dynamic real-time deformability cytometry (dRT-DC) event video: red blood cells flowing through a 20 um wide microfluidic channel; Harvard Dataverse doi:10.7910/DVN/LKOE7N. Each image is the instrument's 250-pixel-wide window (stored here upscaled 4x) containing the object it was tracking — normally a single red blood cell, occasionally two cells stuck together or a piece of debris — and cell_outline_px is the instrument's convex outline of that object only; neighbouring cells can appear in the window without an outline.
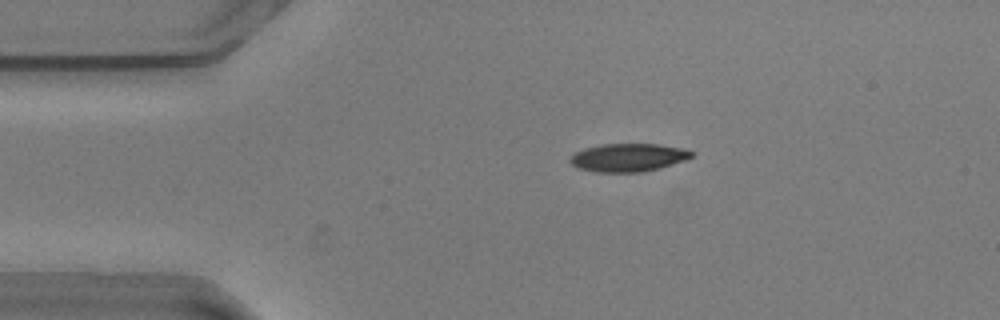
{"species": "common noctule bat (a hibernating species)", "species_latin": "Nyctalus noctula", "temperature_condition": "warm", "stored_images_in_passage": 55, "camera_frame_rate_fps": 3000, "um_per_image_px": 0.085, "animal": {"sex": "male", "body_mass_g": 20.5, "forearm_length_mm": 52.5}, "frame": {"image": 1, "passage_image": 10, "time_ms": 3.0, "image_size_px": [1000, 320], "cell_outline_px": [[692, 156], [684, 160], [660, 168], [644, 172], [596, 172], [580, 168], [572, 164], [568, 160], [576, 152], [584, 148], [600, 144], [656, 144], [680, 148], [692, 152]], "centroid_in_image_um": [53.36, 13.39], "position_along_channel_um": 31.6, "area_um2": 19.65}}
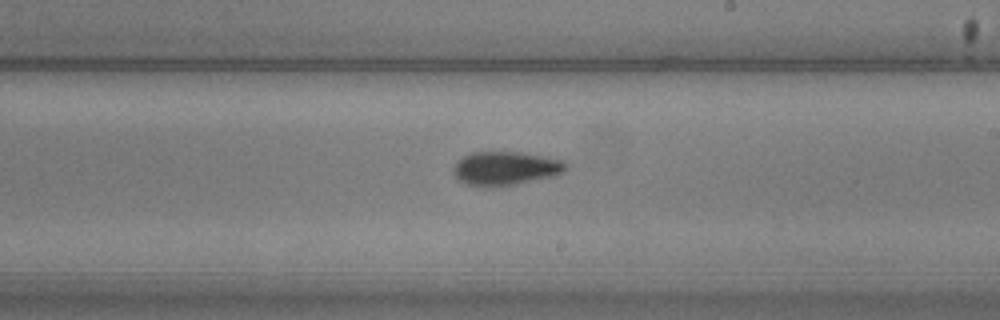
{"frame": {"image": 2, "passage_image": 31, "time_ms": 10.0, "image_size_px": [1000, 320], "cell_outline_px": [[568, 168], [564, 172], [556, 176], [516, 184], [492, 188], [484, 188], [468, 184], [460, 180], [452, 172], [456, 164], [464, 156], [472, 152], [524, 152], [564, 160], [568, 164]], "centroid_in_image_um": [43.03, 14.32], "position_along_channel_um": 246.0, "area_um2": 22.43}}
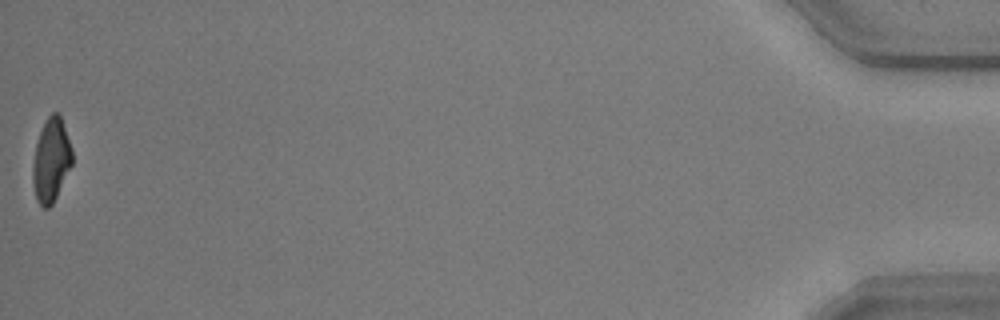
{"frame": {"image": 3, "passage_image": 55, "time_ms": 18.0, "image_size_px": [1000, 320], "cell_outline_px": [[72, 164], [52, 204], [48, 208], [44, 208], [36, 200], [32, 180], [32, 168], [36, 144], [40, 132], [48, 116], [52, 112], [60, 112], [72, 148]], "centroid_in_image_um": [4.35, 13.59], "position_along_channel_um": 430.9, "area_um2": 19.13}, "authors_computed_cell_mechanics": {"area_um2": 20.6924, "velocity_mm_per_s": 3.6153, "shape_relaxation_time_tau1_ms": 3.2823, "shape_relaxation_time_tau2_ms": 1.8387, "deformation_change_tau1": 0.146, "deformation_change_tau2": 0.0731}}